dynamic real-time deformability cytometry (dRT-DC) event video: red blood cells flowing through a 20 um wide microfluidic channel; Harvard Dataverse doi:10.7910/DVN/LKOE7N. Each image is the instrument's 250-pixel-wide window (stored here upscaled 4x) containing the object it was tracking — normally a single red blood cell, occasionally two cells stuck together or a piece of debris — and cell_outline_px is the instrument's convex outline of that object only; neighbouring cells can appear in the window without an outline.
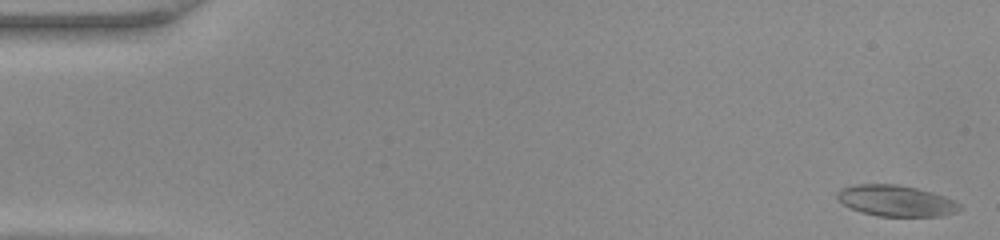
{"species": "common noctule bat (a hibernating species)", "species_latin": "Nyctalus noctula", "temperature_condition": "warm", "stored_images_in_passage": 47, "camera_frame_rate_fps": 3000, "um_per_image_px": 0.085, "animal": {"sex": "female", "body_mass_g": 22.0, "forearm_length_mm": 56.7}, "frame": {"image": 1, "passage_image": 1, "time_ms": 0.0, "image_size_px": [1000, 240], "cell_outline_px": [[964, 208], [956, 212], [940, 216], [876, 216], [860, 212], [836, 200], [836, 196], [840, 188], [852, 184], [896, 184], [916, 188], [932, 192], [944, 196], [960, 204]], "centroid_in_image_um": [76.13, 17.06], "position_along_channel_um": 8.9, "area_um2": 22.31}}
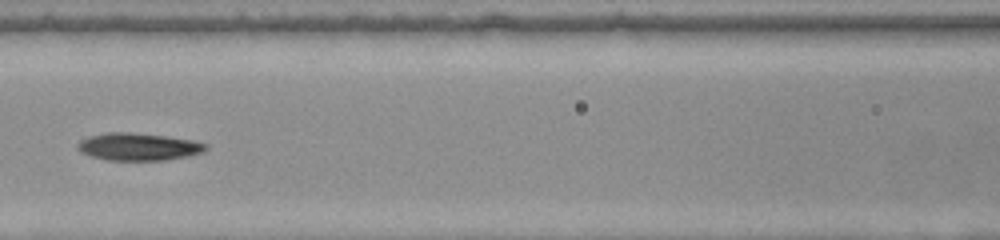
{"frame": {"image": 2, "passage_image": 21, "time_ms": 6.667, "image_size_px": [1000, 240], "cell_outline_px": [[208, 148], [204, 152], [188, 156], [164, 160], [108, 160], [88, 156], [80, 152], [76, 148], [76, 144], [80, 140], [88, 136], [108, 132], [128, 132], [164, 136], [192, 140], [208, 144]], "centroid_in_image_um": [11.73, 12.47], "position_along_channel_um": 154.9, "area_um2": 20.63}}
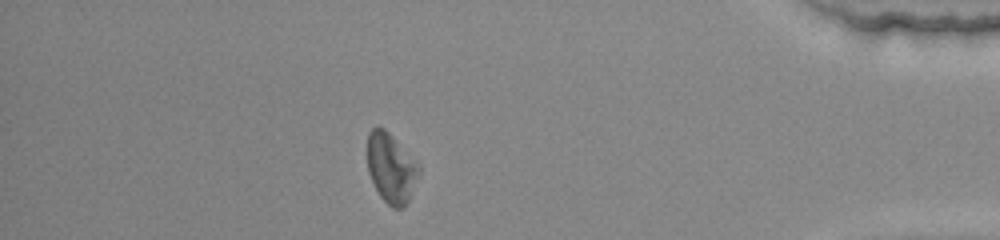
{"frame": {"image": 3, "passage_image": 41, "time_ms": 13.333, "image_size_px": [1000, 240], "cell_outline_px": [[420, 172], [408, 200], [400, 208], [392, 208], [380, 196], [368, 172], [368, 132], [372, 128], [384, 128], [420, 164]], "centroid_in_image_um": [33.25, 14.27], "position_along_channel_um": 402.0, "area_um2": 20.58}}